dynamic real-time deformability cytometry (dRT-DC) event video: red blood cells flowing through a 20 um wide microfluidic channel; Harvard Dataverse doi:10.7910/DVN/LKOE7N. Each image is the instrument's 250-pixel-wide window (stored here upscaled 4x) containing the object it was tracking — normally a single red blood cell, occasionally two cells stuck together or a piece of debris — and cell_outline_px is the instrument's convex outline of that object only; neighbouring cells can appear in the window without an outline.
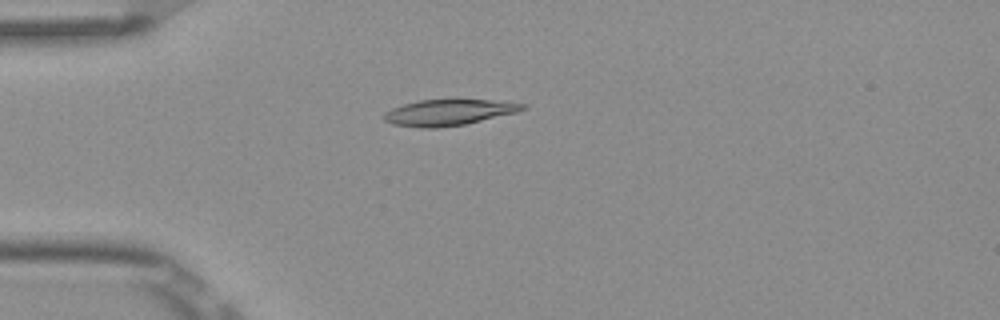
{"species": "Egyptian fruit bat (a non-hibernating species)", "species_latin": "Rousettus aegyptiacus", "temperature_condition": "room temperature", "stored_images_in_passage": 5, "camera_frame_rate_fps": 3000, "um_per_image_px": 0.085, "frame": {"image": 1, "passage_image": 4, "time_ms": 1.0, "image_size_px": [1000, 320], "cell_outline_px": [[528, 108], [516, 112], [464, 124], [436, 128], [420, 128], [392, 124], [384, 120], [384, 112], [392, 108], [404, 104], [420, 100], [492, 100], [528, 104]], "centroid_in_image_um": [38.13, 9.56], "position_along_channel_um": 46.9, "area_um2": 20.81}}